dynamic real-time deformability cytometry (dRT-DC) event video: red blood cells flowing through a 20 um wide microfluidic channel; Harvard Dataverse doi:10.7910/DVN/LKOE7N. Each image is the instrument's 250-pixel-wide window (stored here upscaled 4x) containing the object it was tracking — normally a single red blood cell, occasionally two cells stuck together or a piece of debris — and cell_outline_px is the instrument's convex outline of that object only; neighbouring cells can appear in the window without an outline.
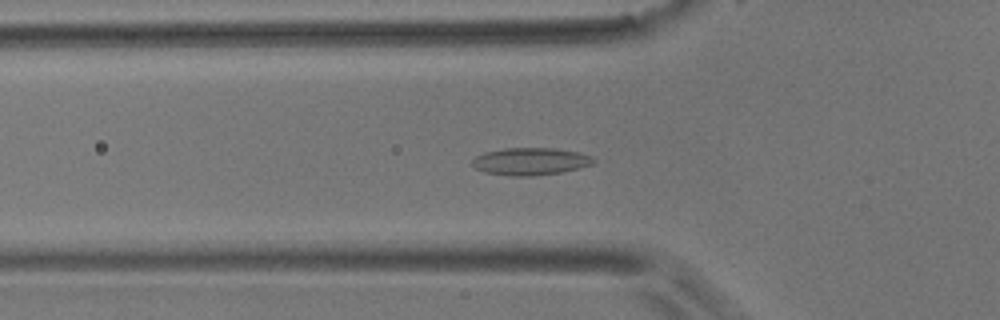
{"species": "common noctule bat (a hibernating species)", "species_latin": "Nyctalus noctula", "temperature_condition": "room temperature", "stored_images_in_passage": 55, "camera_frame_rate_fps": 3000, "um_per_image_px": 0.085, "animal": {"sex": "male", "body_mass_g": 17.9}, "frame": {"image": 1, "passage_image": 19, "time_ms": 6.0, "image_size_px": [1000, 320], "cell_outline_px": [[596, 160], [592, 164], [560, 172], [532, 176], [508, 176], [484, 172], [476, 168], [472, 164], [472, 160], [476, 156], [484, 152], [504, 148], [552, 148], [580, 152], [592, 156]], "centroid_in_image_um": [45.07, 13.71], "position_along_channel_um": 80.7, "area_um2": 19.31}}
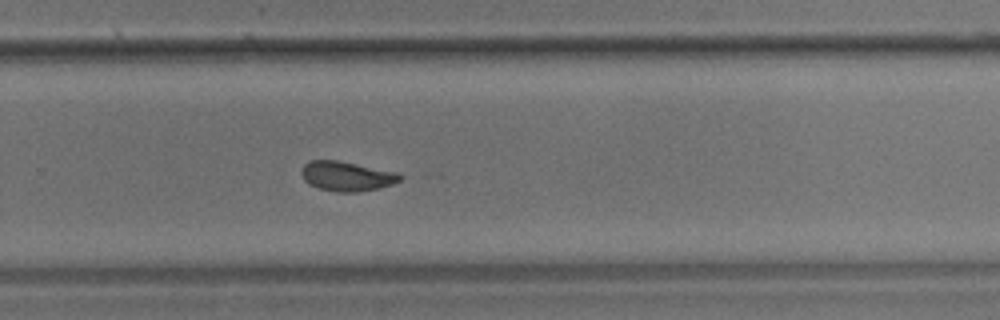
{"frame": {"image": 2, "passage_image": 37, "time_ms": 12.0, "image_size_px": [1000, 320], "cell_outline_px": [[404, 176], [400, 180], [392, 184], [380, 188], [360, 192], [336, 192], [320, 188], [308, 184], [304, 180], [300, 172], [304, 164], [308, 160], [336, 160], [396, 172]], "centroid_in_image_um": [29.45, 14.98], "position_along_channel_um": 300.4, "area_um2": 17.05}}
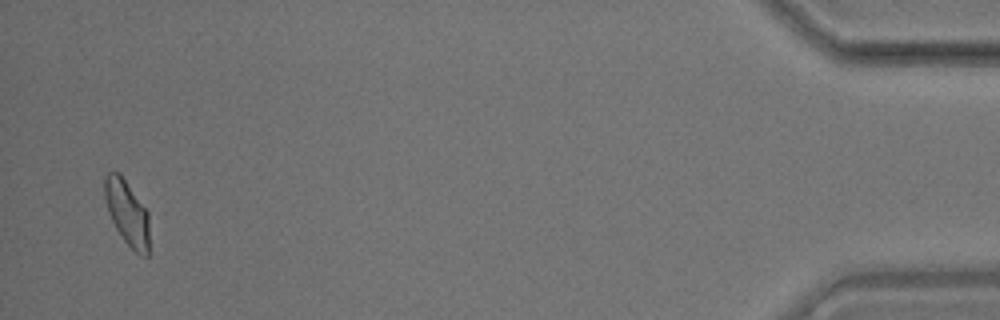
{"frame": {"image": 3, "passage_image": 54, "time_ms": 17.667, "image_size_px": [1000, 320], "cell_outline_px": [[148, 256], [140, 256], [124, 240], [116, 228], [108, 212], [104, 196], [104, 176], [108, 172], [120, 172], [148, 212]], "centroid_in_image_um": [10.79, 18.05], "position_along_channel_um": 424.4, "area_um2": 16.82}, "authors_computed_cell_mechanics": {"area_um2": 17.34, "velocity_mm_per_s": 3.653, "shape_relaxation_time_tau1_ms": null, "shape_relaxation_time_tau2_ms": 1.875, "deformation_change_tau1": null, "deformation_change_tau2": 0.0651}}